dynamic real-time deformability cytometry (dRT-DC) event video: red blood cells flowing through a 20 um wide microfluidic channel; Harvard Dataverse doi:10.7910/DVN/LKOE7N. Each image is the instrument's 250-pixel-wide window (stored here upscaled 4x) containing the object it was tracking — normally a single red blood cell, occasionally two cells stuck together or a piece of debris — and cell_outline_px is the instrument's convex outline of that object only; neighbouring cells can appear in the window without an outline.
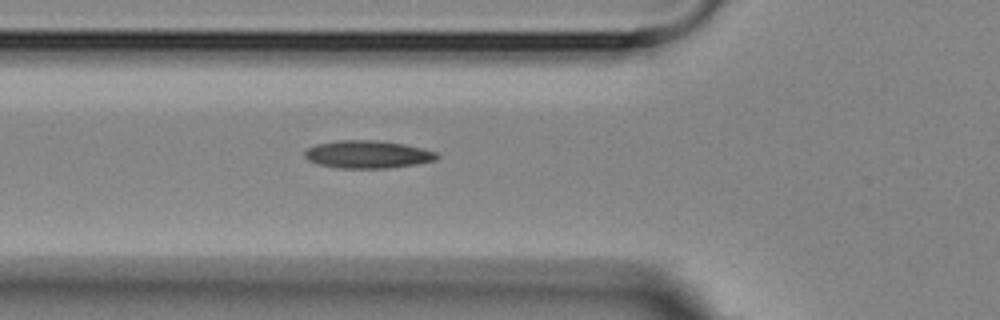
{"species": "Egyptian fruit bat (a non-hibernating species)", "species_latin": "Rousettus aegyptiacus", "temperature_condition": "room temperature", "stored_images_in_passage": 4, "camera_frame_rate_fps": 3000, "um_per_image_px": 0.085, "animal": {"sex": "female"}, "frame": {"image": 1, "passage_image": 3, "time_ms": 2.333, "image_size_px": [1000, 320], "cell_outline_px": [[440, 156], [436, 160], [416, 164], [388, 168], [336, 168], [320, 164], [308, 160], [304, 156], [304, 152], [308, 148], [316, 144], [336, 140], [376, 140], [404, 144], [436, 152]], "centroid_in_image_um": [31.24, 13.12], "position_along_channel_um": 94.6, "area_um2": 21.33}}